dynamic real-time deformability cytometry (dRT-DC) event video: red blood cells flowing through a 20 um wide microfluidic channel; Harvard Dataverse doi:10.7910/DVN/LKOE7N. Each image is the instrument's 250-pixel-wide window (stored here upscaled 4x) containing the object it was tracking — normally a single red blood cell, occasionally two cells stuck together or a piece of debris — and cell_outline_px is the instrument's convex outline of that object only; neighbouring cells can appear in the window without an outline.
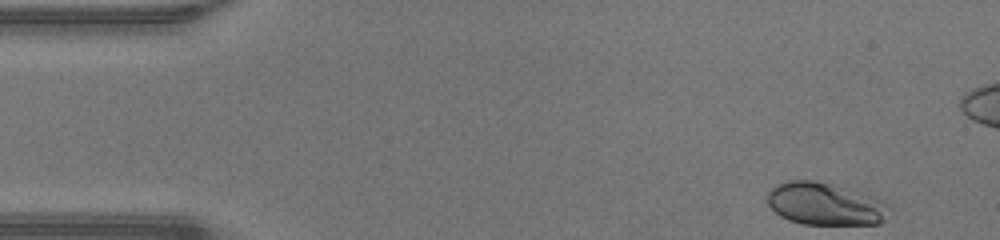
{"species": "human", "species_latin": "Homo sapiens", "temperature_condition": "warm", "stored_images_in_passage": 46, "camera_frame_rate_fps": 3000, "um_per_image_px": 0.085, "donor": {"sex": "male"}, "frame": {"image": 1, "passage_image": 1, "time_ms": 0.0, "image_size_px": [1000, 240], "cell_outline_px": [[892, 204], [884, 220], [880, 224], [804, 224], [788, 220], [780, 216], [768, 204], [768, 192], [776, 184], [788, 180], [812, 180], [856, 188], [876, 196]], "centroid_in_image_um": [70.22, 17.31], "position_along_channel_um": 14.8, "area_um2": 30.92}}
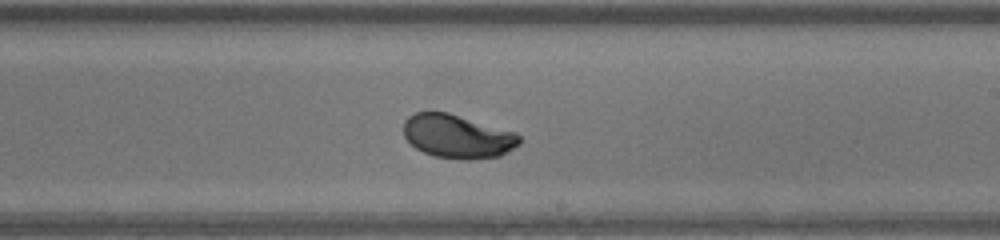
{"frame": {"image": 2, "passage_image": 25, "time_ms": 8.0, "image_size_px": [1000, 240], "cell_outline_px": [[520, 144], [508, 152], [500, 156], [472, 160], [464, 160], [432, 156], [416, 148], [404, 136], [404, 120], [412, 112], [448, 112], [516, 132], [520, 136]], "centroid_in_image_um": [38.9, 11.59], "position_along_channel_um": 250.1, "area_um2": 29.71}}
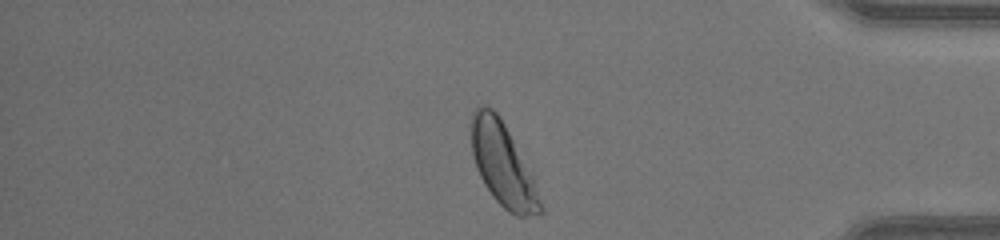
{"frame": {"image": 3, "passage_image": 37, "time_ms": 12.0, "image_size_px": [1000, 240], "cell_outline_px": [[544, 212], [524, 216], [516, 216], [508, 212], [492, 196], [484, 184], [476, 168], [472, 156], [468, 124], [472, 112], [476, 108], [492, 108], [500, 116], [532, 176], [544, 208]], "centroid_in_image_um": [42.68, 13.98], "position_along_channel_um": 392.5, "area_um2": 33.29}, "authors_computed_cell_mechanics": {"area_um2": 29.7381, "velocity_mm_per_s": 4.3132, "shape_relaxation_time_tau1_ms": 2.5229, "shape_relaxation_time_tau2_ms": null, "deformation_change_tau1": 0.1572, "deformation_change_tau2": null}}